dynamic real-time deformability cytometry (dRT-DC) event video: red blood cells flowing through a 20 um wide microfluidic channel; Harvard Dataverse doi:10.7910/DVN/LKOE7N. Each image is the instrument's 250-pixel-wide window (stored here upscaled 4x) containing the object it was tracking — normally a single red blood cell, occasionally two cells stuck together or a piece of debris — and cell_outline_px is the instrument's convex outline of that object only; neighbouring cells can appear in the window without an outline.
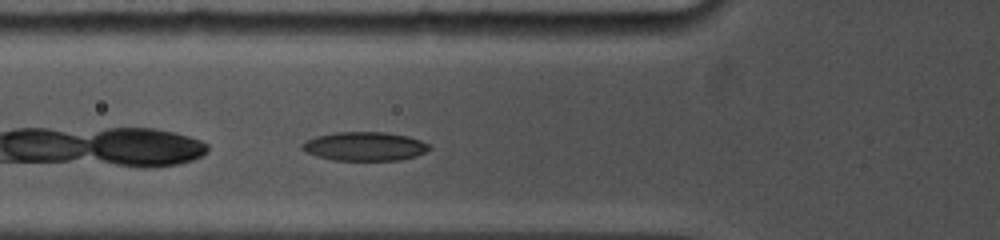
{"species": "common noctule bat (a hibernating species)", "species_latin": "Nyctalus noctula", "temperature_condition": "cold", "stored_images_in_passage": 16, "camera_frame_rate_fps": 5000, "um_per_image_px": 0.085, "animal": {"sex": "female", "body_mass_g": 19.0, "forearm_length_mm": 53.3}, "frame": {"image": 1, "passage_image": 3, "time_ms": 1.0, "image_size_px": [1000, 240], "cell_outline_px": [[432, 148], [416, 156], [400, 160], [332, 160], [316, 156], [304, 152], [300, 148], [300, 144], [304, 140], [316, 136], [336, 132], [384, 132], [408, 136], [420, 140], [428, 144]], "centroid_in_image_um": [30.94, 12.44], "position_along_channel_um": 94.9, "area_um2": 21.56}}
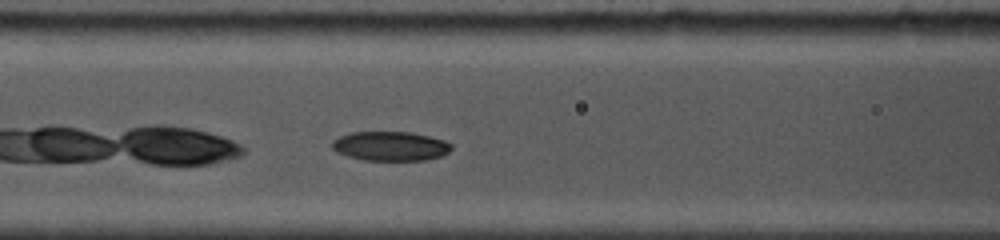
{"frame": {"image": 2, "passage_image": 5, "time_ms": 2.0, "image_size_px": [1000, 240], "cell_outline_px": [[452, 148], [448, 152], [440, 156], [428, 160], [364, 160], [348, 156], [336, 152], [332, 148], [332, 140], [348, 132], [408, 132], [428, 136], [444, 140], [452, 144]], "centroid_in_image_um": [33.16, 12.42], "position_along_channel_um": 133.4, "area_um2": 20.4}}
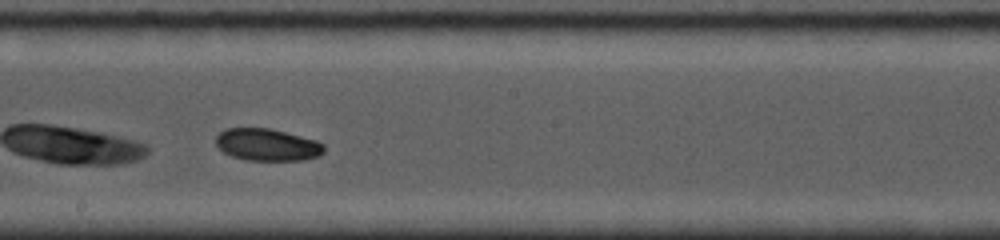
{"frame": {"image": 3, "passage_image": 10, "time_ms": 4.4, "image_size_px": [1000, 240], "cell_outline_px": [[324, 152], [320, 156], [304, 160], [244, 160], [232, 156], [224, 152], [216, 144], [216, 136], [224, 128], [268, 128], [316, 140], [324, 144]], "centroid_in_image_um": [22.72, 12.31], "position_along_channel_um": 225.5, "area_um2": 20.23}}